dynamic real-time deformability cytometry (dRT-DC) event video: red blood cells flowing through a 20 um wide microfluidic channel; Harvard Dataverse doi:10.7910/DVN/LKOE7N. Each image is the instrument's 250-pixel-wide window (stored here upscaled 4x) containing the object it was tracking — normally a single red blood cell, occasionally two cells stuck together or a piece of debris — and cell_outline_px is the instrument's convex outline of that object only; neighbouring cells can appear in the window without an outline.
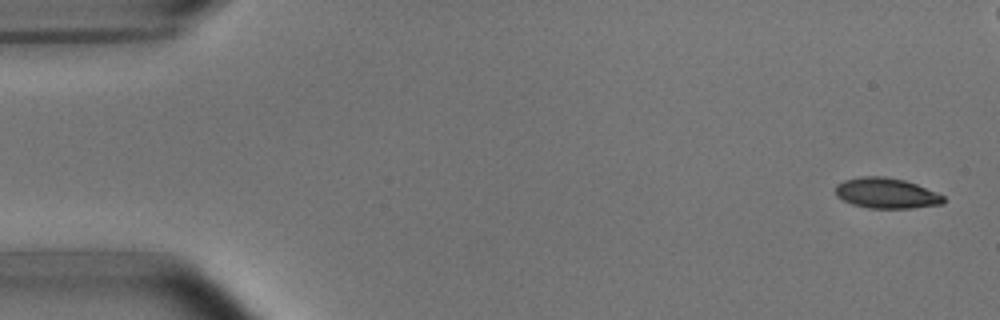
{"species": "common noctule bat (a hibernating species)", "species_latin": "Nyctalus noctula", "temperature_condition": "room temperature", "stored_images_in_passage": 5, "camera_frame_rate_fps": 3000, "um_per_image_px": 0.085, "animal": {"sex": "male", "body_mass_g": 15.6}, "frame": {"image": 1, "passage_image": 1, "time_ms": 0.0, "image_size_px": [1000, 320], "cell_outline_px": [[944, 204], [912, 208], [868, 208], [852, 204], [836, 196], [836, 184], [844, 180], [860, 176], [884, 176], [904, 180], [916, 184], [936, 192], [944, 196]], "centroid_in_image_um": [75.33, 16.42], "position_along_channel_um": 9.7, "area_um2": 19.19}}